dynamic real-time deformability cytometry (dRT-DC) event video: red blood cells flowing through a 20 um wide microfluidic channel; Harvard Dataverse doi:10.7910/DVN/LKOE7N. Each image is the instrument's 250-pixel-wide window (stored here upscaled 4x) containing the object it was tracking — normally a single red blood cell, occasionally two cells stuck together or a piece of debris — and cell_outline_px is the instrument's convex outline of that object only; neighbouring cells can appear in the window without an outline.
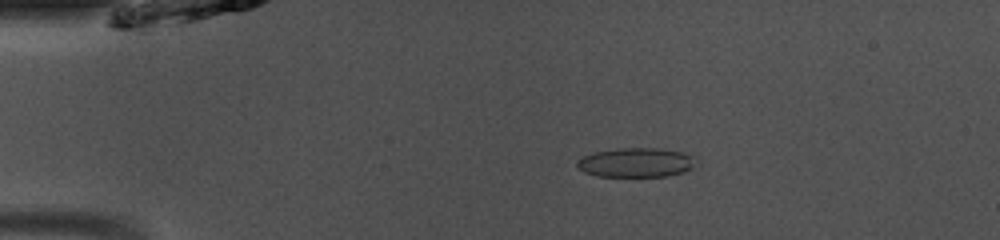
{"species": "common noctule bat (a hibernating species)", "species_latin": "Nyctalus noctula", "temperature_condition": "room temperature", "stored_images_in_passage": 46, "camera_frame_rate_fps": 3000, "um_per_image_px": 0.085, "animal": {"sex": "male", "body_mass_g": 13.0, "forearm_length_mm": 53.1}, "frame": {"image": 1, "passage_image": 7, "time_ms": 2.0, "image_size_px": [1000, 240], "cell_outline_px": [[700, 164], [684, 172], [668, 176], [596, 176], [584, 172], [576, 168], [576, 160], [584, 156], [596, 152], [620, 148], [660, 148], [680, 152], [696, 156]], "centroid_in_image_um": [54.12, 13.82], "position_along_channel_um": 30.9, "area_um2": 20.63}}
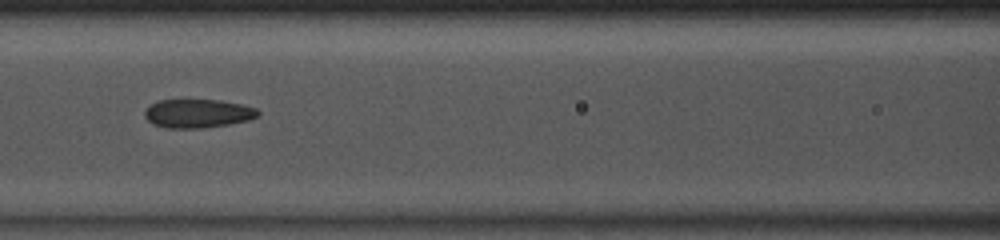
{"frame": {"image": 2, "passage_image": 19, "time_ms": 6.0, "image_size_px": [1000, 240], "cell_outline_px": [[260, 116], [248, 120], [228, 124], [204, 128], [164, 128], [152, 124], [144, 116], [144, 112], [152, 104], [160, 100], [220, 100], [240, 104], [256, 108], [260, 112]], "centroid_in_image_um": [16.82, 9.65], "position_along_channel_um": 149.8, "area_um2": 18.9}}
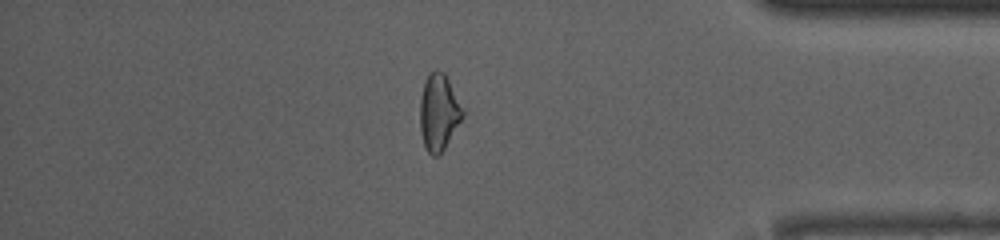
{"frame": {"image": 3, "passage_image": 39, "time_ms": 12.667, "image_size_px": [1000, 240], "cell_outline_px": [[468, 108], [464, 116], [440, 156], [432, 156], [428, 152], [424, 144], [420, 132], [420, 96], [424, 80], [428, 72], [436, 68], [444, 72]], "centroid_in_image_um": [37.35, 9.48], "position_along_channel_um": 397.9, "area_um2": 20.11}, "authors_computed_cell_mechanics": {"area_um2": 19.3341, "velocity_mm_per_s": 4.1107, "shape_relaxation_time_tau1_ms": 9.2215, "shape_relaxation_time_tau2_ms": 1.6549, "deformation_change_tau1": 0.1705, "deformation_change_tau2": 0.0848}}